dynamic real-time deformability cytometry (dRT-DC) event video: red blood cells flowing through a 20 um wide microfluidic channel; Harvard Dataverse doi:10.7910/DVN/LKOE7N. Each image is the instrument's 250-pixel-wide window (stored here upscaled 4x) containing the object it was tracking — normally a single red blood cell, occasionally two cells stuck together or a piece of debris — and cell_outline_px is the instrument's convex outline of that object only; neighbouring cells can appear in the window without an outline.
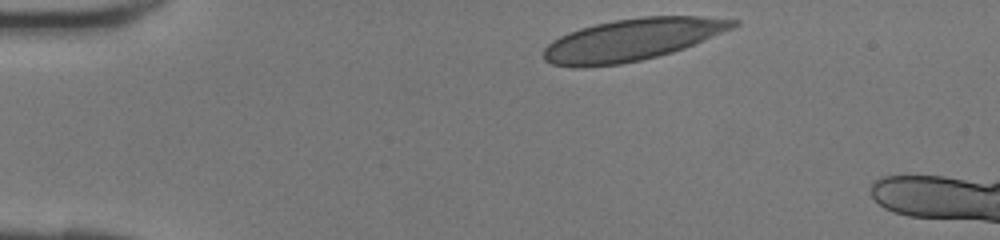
{"species": "human", "species_latin": "Homo sapiens", "temperature_condition": "room temperature", "stored_images_in_passage": 7, "camera_frame_rate_fps": 3000, "um_per_image_px": 0.085, "donor": {"sex": "female"}, "frame": {"image": 1, "passage_image": 1, "time_ms": 0.0, "image_size_px": [1000, 240], "cell_outline_px": [[740, 24], [732, 28], [684, 48], [672, 52], [640, 60], [620, 64], [584, 68], [572, 68], [552, 64], [544, 60], [544, 48], [552, 40], [568, 32], [580, 28], [596, 24], [616, 20], [644, 16], [700, 16], [740, 20]], "centroid_in_image_um": [53.69, 3.38], "position_along_channel_um": 31.3, "area_um2": 46.3}}